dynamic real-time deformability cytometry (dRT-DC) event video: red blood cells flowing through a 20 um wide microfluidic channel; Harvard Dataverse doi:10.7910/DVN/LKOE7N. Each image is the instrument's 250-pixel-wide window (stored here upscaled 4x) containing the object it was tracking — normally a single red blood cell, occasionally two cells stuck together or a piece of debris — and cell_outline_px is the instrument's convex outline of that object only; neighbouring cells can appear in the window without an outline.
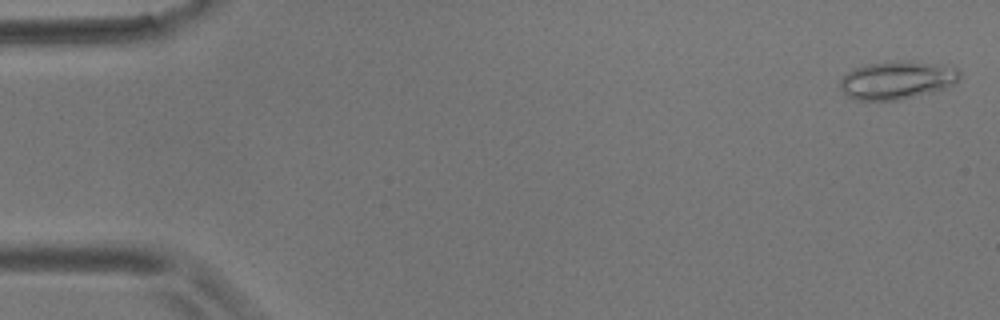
{"species": "common noctule bat (a hibernating species)", "species_latin": "Nyctalus noctula", "temperature_condition": "room temperature", "stored_images_in_passage": 5, "camera_frame_rate_fps": 3000, "um_per_image_px": 0.085, "animal": {"sex": "male", "body_mass_g": 17.9}, "frame": {"image": 1, "passage_image": 1, "time_ms": 0.0, "image_size_px": [1000, 320], "cell_outline_px": [[960, 80], [956, 84], [944, 88], [896, 100], [856, 100], [848, 96], [840, 88], [840, 76], [852, 68], [868, 64], [888, 60], [908, 60], [944, 64], [956, 68], [960, 72]], "centroid_in_image_um": [76.23, 6.77], "position_along_channel_um": 8.8, "area_um2": 26.93}}